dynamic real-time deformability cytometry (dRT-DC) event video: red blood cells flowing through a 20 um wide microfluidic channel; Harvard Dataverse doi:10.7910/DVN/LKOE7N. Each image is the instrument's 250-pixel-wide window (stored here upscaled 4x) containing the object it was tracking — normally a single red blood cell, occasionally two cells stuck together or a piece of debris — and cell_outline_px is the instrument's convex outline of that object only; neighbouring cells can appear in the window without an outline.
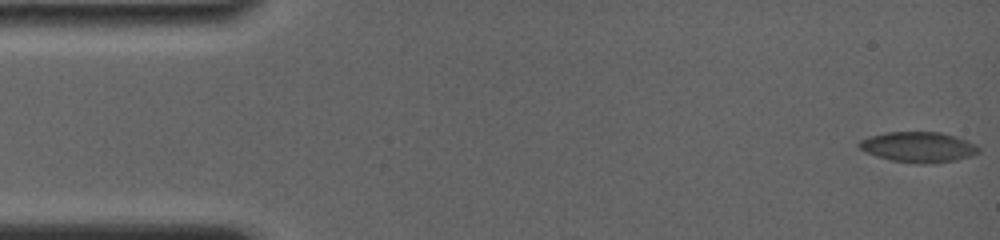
{"species": "common noctule bat (a hibernating species)", "species_latin": "Nyctalus noctula", "temperature_condition": "room temperature", "stored_images_in_passage": 7, "camera_frame_rate_fps": 4000, "um_per_image_px": 0.085, "animal": {"sex": "female", "body_mass_g": 19.0, "forearm_length_mm": 56.7}, "frame": {"image": 1, "passage_image": 1, "time_ms": 0.0, "image_size_px": [1000, 240], "cell_outline_px": [[980, 152], [972, 156], [956, 160], [932, 164], [924, 164], [892, 160], [876, 156], [860, 148], [856, 144], [860, 140], [868, 136], [888, 132], [940, 132], [956, 136], [968, 140], [980, 148]], "centroid_in_image_um": [78.09, 12.5], "position_along_channel_um": 6.9, "area_um2": 21.27}}
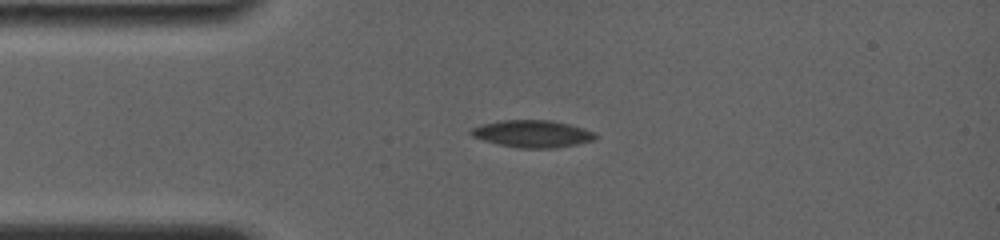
{"frame": {"image": 2, "passage_image": 6, "time_ms": 3.75, "image_size_px": [1000, 240], "cell_outline_px": [[596, 136], [592, 140], [576, 144], [552, 148], [520, 148], [500, 144], [484, 140], [472, 136], [468, 132], [472, 128], [480, 124], [500, 120], [552, 120], [584, 128], [596, 132]], "centroid_in_image_um": [45.23, 11.36], "position_along_channel_um": 39.8, "area_um2": 19.59}}